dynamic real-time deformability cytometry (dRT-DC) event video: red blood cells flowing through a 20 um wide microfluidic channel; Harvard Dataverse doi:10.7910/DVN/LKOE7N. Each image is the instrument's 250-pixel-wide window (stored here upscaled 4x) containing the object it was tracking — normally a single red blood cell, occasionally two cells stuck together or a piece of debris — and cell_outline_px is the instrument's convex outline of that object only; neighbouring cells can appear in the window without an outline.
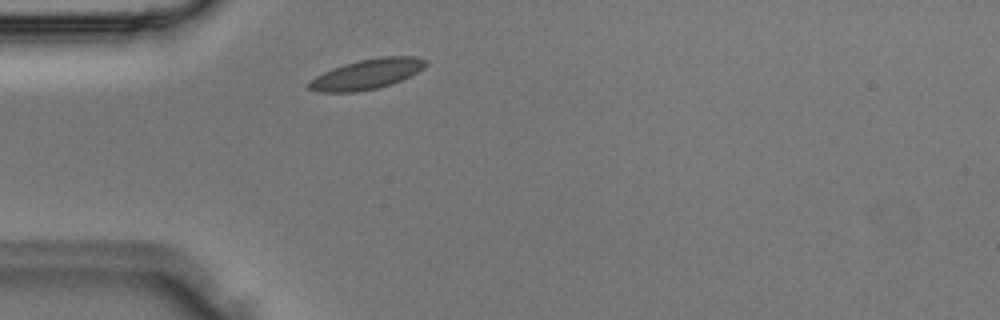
{"species": "Egyptian fruit bat (a non-hibernating species)", "species_latin": "Rousettus aegyptiacus", "temperature_condition": "room temperature", "stored_images_in_passage": 1, "camera_frame_rate_fps": 3000, "um_per_image_px": 0.085, "animal": {"sex": "male"}, "frame": {"image": 1, "passage_image": 1, "time_ms": 0.0, "image_size_px": [1000, 320], "cell_outline_px": [[428, 64], [424, 68], [400, 80], [376, 88], [356, 92], [316, 92], [308, 88], [308, 80], [332, 68], [344, 64], [360, 60], [380, 56], [416, 56], [428, 60]], "centroid_in_image_um": [31.17, 6.29], "position_along_channel_um": 53.8, "area_um2": 20.4}}